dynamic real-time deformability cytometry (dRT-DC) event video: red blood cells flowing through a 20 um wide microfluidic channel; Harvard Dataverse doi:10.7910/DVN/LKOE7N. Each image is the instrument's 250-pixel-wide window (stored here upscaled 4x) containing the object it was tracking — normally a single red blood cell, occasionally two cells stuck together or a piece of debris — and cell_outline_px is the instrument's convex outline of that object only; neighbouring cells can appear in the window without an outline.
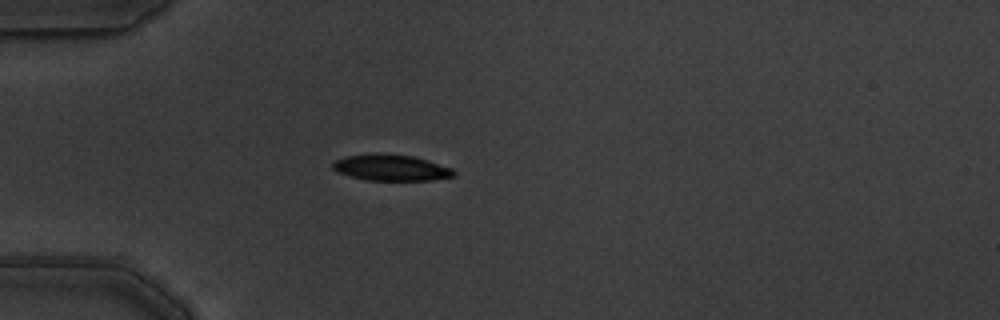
{"species": "common noctule bat (a hibernating species)", "species_latin": "Nyctalus noctula", "temperature_condition": "warm", "stored_images_in_passage": 1, "camera_frame_rate_fps": 3000, "um_per_image_px": 0.085, "animal": {"sex": "male", "body_mass_g": 19.5, "forearm_length_mm": 54.6}, "frame": {"image": 1, "passage_image": 1, "time_ms": 0.0, "image_size_px": [1000, 320], "cell_outline_px": [[456, 176], [432, 180], [364, 180], [336, 172], [332, 168], [332, 164], [336, 160], [344, 156], [376, 152], [412, 156], [428, 160], [452, 168], [456, 172]], "centroid_in_image_um": [33.22, 14.24], "position_along_channel_um": 51.8, "area_um2": 18.73}}